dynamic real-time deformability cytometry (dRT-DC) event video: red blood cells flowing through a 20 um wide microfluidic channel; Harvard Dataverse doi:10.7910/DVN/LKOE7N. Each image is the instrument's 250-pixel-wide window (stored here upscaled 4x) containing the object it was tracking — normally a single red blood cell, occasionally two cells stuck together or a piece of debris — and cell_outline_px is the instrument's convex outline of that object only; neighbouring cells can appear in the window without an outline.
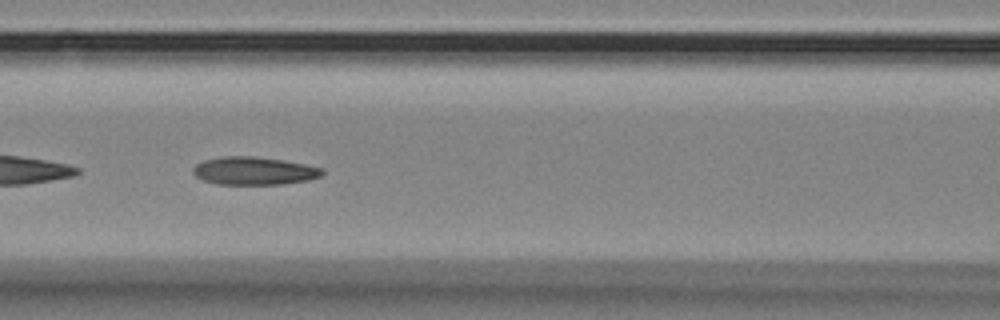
{"species": "Egyptian fruit bat (a non-hibernating species)", "species_latin": "Rousettus aegyptiacus", "temperature_condition": "room temperature", "stored_images_in_passage": 47, "camera_frame_rate_fps": 3000, "um_per_image_px": 0.085, "animal": {"sex": "female"}, "frame": {"image": 1, "passage_image": 15, "time_ms": 4.667, "image_size_px": [1000, 320], "cell_outline_px": [[324, 172], [320, 176], [308, 180], [284, 184], [216, 184], [204, 180], [196, 176], [192, 172], [192, 168], [196, 164], [204, 160], [224, 156], [256, 156], [284, 160], [324, 168]], "centroid_in_image_um": [21.59, 14.52], "position_along_channel_um": 145.0, "area_um2": 21.1}}
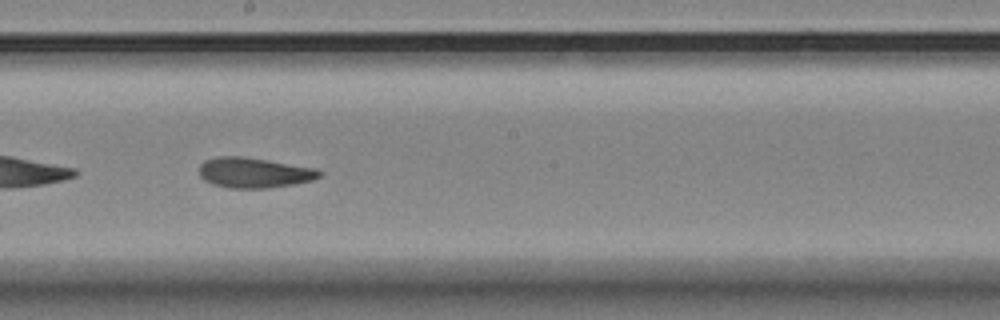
{"frame": {"image": 2, "passage_image": 22, "time_ms": 7.0, "image_size_px": [1000, 320], "cell_outline_px": [[324, 172], [320, 176], [312, 180], [292, 184], [268, 188], [228, 188], [212, 184], [204, 180], [200, 176], [200, 164], [204, 160], [216, 156], [240, 156], [268, 160], [316, 168]], "centroid_in_image_um": [21.58, 14.67], "position_along_channel_um": 226.6, "area_um2": 21.27}}
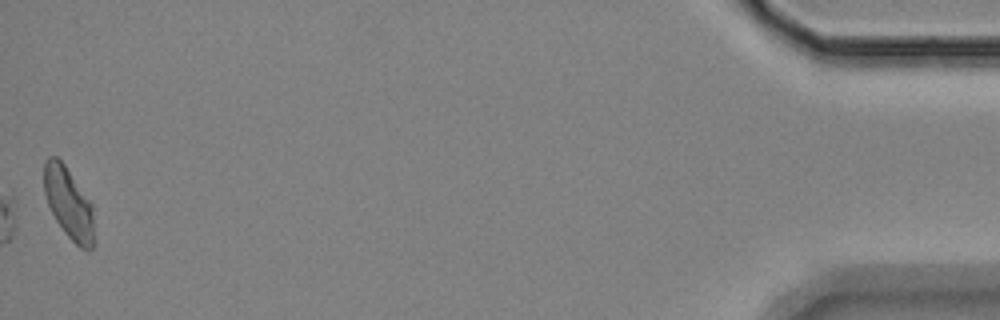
{"frame": {"image": 3, "passage_image": 47, "time_ms": 15.333, "image_size_px": [1000, 320], "cell_outline_px": [[92, 248], [88, 252], [80, 248], [64, 232], [56, 220], [48, 204], [44, 192], [44, 160], [48, 156], [56, 156], [64, 164], [92, 204]], "centroid_in_image_um": [5.8, 17.25], "position_along_channel_um": 429.4, "area_um2": 20.4}, "authors_computed_cell_mechanics": {"area_um2": 21.386, "velocity_mm_per_s": 3.5022, "shape_relaxation_time_tau1_ms": null, "shape_relaxation_time_tau2_ms": 2.0276, "deformation_change_tau1": null, "deformation_change_tau2": 0.0911}}